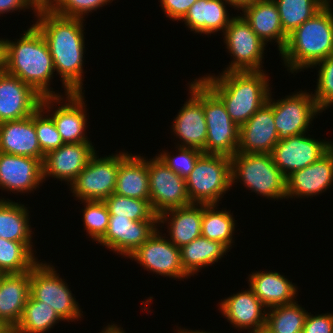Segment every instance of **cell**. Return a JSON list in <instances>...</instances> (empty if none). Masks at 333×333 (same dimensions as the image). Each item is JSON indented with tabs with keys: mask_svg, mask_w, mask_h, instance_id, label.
Returning <instances> with one entry per match:
<instances>
[{
	"mask_svg": "<svg viewBox=\"0 0 333 333\" xmlns=\"http://www.w3.org/2000/svg\"><path fill=\"white\" fill-rule=\"evenodd\" d=\"M33 23L41 32L53 58L55 71L64 86V95L82 92L85 52L84 19L63 17L40 6Z\"/></svg>",
	"mask_w": 333,
	"mask_h": 333,
	"instance_id": "obj_1",
	"label": "cell"
},
{
	"mask_svg": "<svg viewBox=\"0 0 333 333\" xmlns=\"http://www.w3.org/2000/svg\"><path fill=\"white\" fill-rule=\"evenodd\" d=\"M3 70L20 78L42 97L64 96L51 90L50 80L55 72L53 58L46 40L34 24L19 39H4Z\"/></svg>",
	"mask_w": 333,
	"mask_h": 333,
	"instance_id": "obj_2",
	"label": "cell"
},
{
	"mask_svg": "<svg viewBox=\"0 0 333 333\" xmlns=\"http://www.w3.org/2000/svg\"><path fill=\"white\" fill-rule=\"evenodd\" d=\"M269 75L262 71H231L199 77L225 104L231 120L238 126L262 107L272 87Z\"/></svg>",
	"mask_w": 333,
	"mask_h": 333,
	"instance_id": "obj_3",
	"label": "cell"
},
{
	"mask_svg": "<svg viewBox=\"0 0 333 333\" xmlns=\"http://www.w3.org/2000/svg\"><path fill=\"white\" fill-rule=\"evenodd\" d=\"M329 1L312 18L288 35L280 52L287 71L292 74L312 67L333 55V8Z\"/></svg>",
	"mask_w": 333,
	"mask_h": 333,
	"instance_id": "obj_4",
	"label": "cell"
},
{
	"mask_svg": "<svg viewBox=\"0 0 333 333\" xmlns=\"http://www.w3.org/2000/svg\"><path fill=\"white\" fill-rule=\"evenodd\" d=\"M230 158L232 186L242 181L244 187L260 197L286 198V177L275 165L272 154L237 152Z\"/></svg>",
	"mask_w": 333,
	"mask_h": 333,
	"instance_id": "obj_5",
	"label": "cell"
},
{
	"mask_svg": "<svg viewBox=\"0 0 333 333\" xmlns=\"http://www.w3.org/2000/svg\"><path fill=\"white\" fill-rule=\"evenodd\" d=\"M231 158L203 154L185 179L191 203L218 204L232 187Z\"/></svg>",
	"mask_w": 333,
	"mask_h": 333,
	"instance_id": "obj_6",
	"label": "cell"
},
{
	"mask_svg": "<svg viewBox=\"0 0 333 333\" xmlns=\"http://www.w3.org/2000/svg\"><path fill=\"white\" fill-rule=\"evenodd\" d=\"M30 295L53 307L63 321L75 322L83 318V311L72 291L51 263L38 261L30 271ZM82 311V312H81Z\"/></svg>",
	"mask_w": 333,
	"mask_h": 333,
	"instance_id": "obj_7",
	"label": "cell"
},
{
	"mask_svg": "<svg viewBox=\"0 0 333 333\" xmlns=\"http://www.w3.org/2000/svg\"><path fill=\"white\" fill-rule=\"evenodd\" d=\"M202 106L207 124L203 153L233 156L238 150L239 127L231 120L222 100L203 81Z\"/></svg>",
	"mask_w": 333,
	"mask_h": 333,
	"instance_id": "obj_8",
	"label": "cell"
},
{
	"mask_svg": "<svg viewBox=\"0 0 333 333\" xmlns=\"http://www.w3.org/2000/svg\"><path fill=\"white\" fill-rule=\"evenodd\" d=\"M224 43L233 61L223 72L262 71L266 43L252 30L243 16H233L223 32Z\"/></svg>",
	"mask_w": 333,
	"mask_h": 333,
	"instance_id": "obj_9",
	"label": "cell"
},
{
	"mask_svg": "<svg viewBox=\"0 0 333 333\" xmlns=\"http://www.w3.org/2000/svg\"><path fill=\"white\" fill-rule=\"evenodd\" d=\"M118 170V152L99 158L96 151L69 185L70 191L79 201H104L115 191Z\"/></svg>",
	"mask_w": 333,
	"mask_h": 333,
	"instance_id": "obj_10",
	"label": "cell"
},
{
	"mask_svg": "<svg viewBox=\"0 0 333 333\" xmlns=\"http://www.w3.org/2000/svg\"><path fill=\"white\" fill-rule=\"evenodd\" d=\"M271 96L272 92H270L268 100L273 105L274 123L279 141L308 133L314 118L322 113L316 104L313 92L308 93L301 90L277 101Z\"/></svg>",
	"mask_w": 333,
	"mask_h": 333,
	"instance_id": "obj_11",
	"label": "cell"
},
{
	"mask_svg": "<svg viewBox=\"0 0 333 333\" xmlns=\"http://www.w3.org/2000/svg\"><path fill=\"white\" fill-rule=\"evenodd\" d=\"M84 97V92H72L66 95L65 100L64 96H51L43 97L41 101V107L49 112L64 144L91 142L85 133L88 118ZM54 104L58 105L57 109Z\"/></svg>",
	"mask_w": 333,
	"mask_h": 333,
	"instance_id": "obj_12",
	"label": "cell"
},
{
	"mask_svg": "<svg viewBox=\"0 0 333 333\" xmlns=\"http://www.w3.org/2000/svg\"><path fill=\"white\" fill-rule=\"evenodd\" d=\"M147 168L150 203L158 216L166 210L192 204L185 179L167 167L157 155L147 159Z\"/></svg>",
	"mask_w": 333,
	"mask_h": 333,
	"instance_id": "obj_13",
	"label": "cell"
},
{
	"mask_svg": "<svg viewBox=\"0 0 333 333\" xmlns=\"http://www.w3.org/2000/svg\"><path fill=\"white\" fill-rule=\"evenodd\" d=\"M163 236L160 230L145 241L128 258L136 261L143 269L174 279H187L190 276L181 264L180 248Z\"/></svg>",
	"mask_w": 333,
	"mask_h": 333,
	"instance_id": "obj_14",
	"label": "cell"
},
{
	"mask_svg": "<svg viewBox=\"0 0 333 333\" xmlns=\"http://www.w3.org/2000/svg\"><path fill=\"white\" fill-rule=\"evenodd\" d=\"M189 95L186 102L173 120L172 130L174 136L179 138L176 146L205 148L207 137V124L202 106V80L196 78L189 83Z\"/></svg>",
	"mask_w": 333,
	"mask_h": 333,
	"instance_id": "obj_15",
	"label": "cell"
},
{
	"mask_svg": "<svg viewBox=\"0 0 333 333\" xmlns=\"http://www.w3.org/2000/svg\"><path fill=\"white\" fill-rule=\"evenodd\" d=\"M310 136V137H309ZM333 142L311 138L306 133L279 141L272 151L275 165L287 177L292 172L305 168L317 161L331 147Z\"/></svg>",
	"mask_w": 333,
	"mask_h": 333,
	"instance_id": "obj_16",
	"label": "cell"
},
{
	"mask_svg": "<svg viewBox=\"0 0 333 333\" xmlns=\"http://www.w3.org/2000/svg\"><path fill=\"white\" fill-rule=\"evenodd\" d=\"M157 225L158 220L134 221L126 216L110 215L108 229L97 243L128 258L158 227H163Z\"/></svg>",
	"mask_w": 333,
	"mask_h": 333,
	"instance_id": "obj_17",
	"label": "cell"
},
{
	"mask_svg": "<svg viewBox=\"0 0 333 333\" xmlns=\"http://www.w3.org/2000/svg\"><path fill=\"white\" fill-rule=\"evenodd\" d=\"M43 97L20 78L0 71V123L31 116Z\"/></svg>",
	"mask_w": 333,
	"mask_h": 333,
	"instance_id": "obj_18",
	"label": "cell"
},
{
	"mask_svg": "<svg viewBox=\"0 0 333 333\" xmlns=\"http://www.w3.org/2000/svg\"><path fill=\"white\" fill-rule=\"evenodd\" d=\"M95 152L92 142L65 143L58 149L49 151L42 163L43 181L52 177L70 185Z\"/></svg>",
	"mask_w": 333,
	"mask_h": 333,
	"instance_id": "obj_19",
	"label": "cell"
},
{
	"mask_svg": "<svg viewBox=\"0 0 333 333\" xmlns=\"http://www.w3.org/2000/svg\"><path fill=\"white\" fill-rule=\"evenodd\" d=\"M279 142L273 105L268 100L239 127L238 153L271 154Z\"/></svg>",
	"mask_w": 333,
	"mask_h": 333,
	"instance_id": "obj_20",
	"label": "cell"
},
{
	"mask_svg": "<svg viewBox=\"0 0 333 333\" xmlns=\"http://www.w3.org/2000/svg\"><path fill=\"white\" fill-rule=\"evenodd\" d=\"M39 159L0 152V188L12 193H31L43 184Z\"/></svg>",
	"mask_w": 333,
	"mask_h": 333,
	"instance_id": "obj_21",
	"label": "cell"
},
{
	"mask_svg": "<svg viewBox=\"0 0 333 333\" xmlns=\"http://www.w3.org/2000/svg\"><path fill=\"white\" fill-rule=\"evenodd\" d=\"M333 184V146L317 161L286 177V199L324 193Z\"/></svg>",
	"mask_w": 333,
	"mask_h": 333,
	"instance_id": "obj_22",
	"label": "cell"
},
{
	"mask_svg": "<svg viewBox=\"0 0 333 333\" xmlns=\"http://www.w3.org/2000/svg\"><path fill=\"white\" fill-rule=\"evenodd\" d=\"M218 307L225 319L237 330L248 329L250 332L266 325L267 308L250 288L221 299Z\"/></svg>",
	"mask_w": 333,
	"mask_h": 333,
	"instance_id": "obj_23",
	"label": "cell"
},
{
	"mask_svg": "<svg viewBox=\"0 0 333 333\" xmlns=\"http://www.w3.org/2000/svg\"><path fill=\"white\" fill-rule=\"evenodd\" d=\"M0 152L36 158L43 163L45 154L38 143L34 113L20 120L0 123Z\"/></svg>",
	"mask_w": 333,
	"mask_h": 333,
	"instance_id": "obj_24",
	"label": "cell"
},
{
	"mask_svg": "<svg viewBox=\"0 0 333 333\" xmlns=\"http://www.w3.org/2000/svg\"><path fill=\"white\" fill-rule=\"evenodd\" d=\"M30 296V271L0 277V322L15 328Z\"/></svg>",
	"mask_w": 333,
	"mask_h": 333,
	"instance_id": "obj_25",
	"label": "cell"
},
{
	"mask_svg": "<svg viewBox=\"0 0 333 333\" xmlns=\"http://www.w3.org/2000/svg\"><path fill=\"white\" fill-rule=\"evenodd\" d=\"M115 194L150 201L147 159L119 151V170Z\"/></svg>",
	"mask_w": 333,
	"mask_h": 333,
	"instance_id": "obj_26",
	"label": "cell"
},
{
	"mask_svg": "<svg viewBox=\"0 0 333 333\" xmlns=\"http://www.w3.org/2000/svg\"><path fill=\"white\" fill-rule=\"evenodd\" d=\"M240 14L262 41L266 44L275 41L280 54L285 48L288 35L283 31L275 2L273 0H258L243 8Z\"/></svg>",
	"mask_w": 333,
	"mask_h": 333,
	"instance_id": "obj_27",
	"label": "cell"
},
{
	"mask_svg": "<svg viewBox=\"0 0 333 333\" xmlns=\"http://www.w3.org/2000/svg\"><path fill=\"white\" fill-rule=\"evenodd\" d=\"M203 204L192 203L185 207L166 210L158 216V226L167 225L168 240L178 248L201 236Z\"/></svg>",
	"mask_w": 333,
	"mask_h": 333,
	"instance_id": "obj_28",
	"label": "cell"
},
{
	"mask_svg": "<svg viewBox=\"0 0 333 333\" xmlns=\"http://www.w3.org/2000/svg\"><path fill=\"white\" fill-rule=\"evenodd\" d=\"M247 278L249 288L267 309L296 302L298 287L279 272L256 271Z\"/></svg>",
	"mask_w": 333,
	"mask_h": 333,
	"instance_id": "obj_29",
	"label": "cell"
},
{
	"mask_svg": "<svg viewBox=\"0 0 333 333\" xmlns=\"http://www.w3.org/2000/svg\"><path fill=\"white\" fill-rule=\"evenodd\" d=\"M225 5L230 4L226 0H197L180 21L200 35L224 32L232 19Z\"/></svg>",
	"mask_w": 333,
	"mask_h": 333,
	"instance_id": "obj_30",
	"label": "cell"
},
{
	"mask_svg": "<svg viewBox=\"0 0 333 333\" xmlns=\"http://www.w3.org/2000/svg\"><path fill=\"white\" fill-rule=\"evenodd\" d=\"M228 250L223 243L200 236L180 248L181 264L189 276H194L200 269L221 260Z\"/></svg>",
	"mask_w": 333,
	"mask_h": 333,
	"instance_id": "obj_31",
	"label": "cell"
},
{
	"mask_svg": "<svg viewBox=\"0 0 333 333\" xmlns=\"http://www.w3.org/2000/svg\"><path fill=\"white\" fill-rule=\"evenodd\" d=\"M29 213L24 204L0 198V238L32 242L33 231L29 223Z\"/></svg>",
	"mask_w": 333,
	"mask_h": 333,
	"instance_id": "obj_32",
	"label": "cell"
},
{
	"mask_svg": "<svg viewBox=\"0 0 333 333\" xmlns=\"http://www.w3.org/2000/svg\"><path fill=\"white\" fill-rule=\"evenodd\" d=\"M218 204H203L201 236L223 243L230 251L234 242L235 218L233 213L217 210Z\"/></svg>",
	"mask_w": 333,
	"mask_h": 333,
	"instance_id": "obj_33",
	"label": "cell"
},
{
	"mask_svg": "<svg viewBox=\"0 0 333 333\" xmlns=\"http://www.w3.org/2000/svg\"><path fill=\"white\" fill-rule=\"evenodd\" d=\"M60 321L63 320L53 307L35 300L30 295L14 331L15 333H45Z\"/></svg>",
	"mask_w": 333,
	"mask_h": 333,
	"instance_id": "obj_34",
	"label": "cell"
},
{
	"mask_svg": "<svg viewBox=\"0 0 333 333\" xmlns=\"http://www.w3.org/2000/svg\"><path fill=\"white\" fill-rule=\"evenodd\" d=\"M33 242L10 241L0 238V273H24L31 271L38 262ZM36 257V258H35Z\"/></svg>",
	"mask_w": 333,
	"mask_h": 333,
	"instance_id": "obj_35",
	"label": "cell"
},
{
	"mask_svg": "<svg viewBox=\"0 0 333 333\" xmlns=\"http://www.w3.org/2000/svg\"><path fill=\"white\" fill-rule=\"evenodd\" d=\"M277 5L283 31L289 35L318 13L330 0H273Z\"/></svg>",
	"mask_w": 333,
	"mask_h": 333,
	"instance_id": "obj_36",
	"label": "cell"
},
{
	"mask_svg": "<svg viewBox=\"0 0 333 333\" xmlns=\"http://www.w3.org/2000/svg\"><path fill=\"white\" fill-rule=\"evenodd\" d=\"M308 311L298 301L267 309L266 327L272 333H302Z\"/></svg>",
	"mask_w": 333,
	"mask_h": 333,
	"instance_id": "obj_37",
	"label": "cell"
},
{
	"mask_svg": "<svg viewBox=\"0 0 333 333\" xmlns=\"http://www.w3.org/2000/svg\"><path fill=\"white\" fill-rule=\"evenodd\" d=\"M110 215L126 216L134 221L158 220L150 201L124 197L113 193L104 200Z\"/></svg>",
	"mask_w": 333,
	"mask_h": 333,
	"instance_id": "obj_38",
	"label": "cell"
},
{
	"mask_svg": "<svg viewBox=\"0 0 333 333\" xmlns=\"http://www.w3.org/2000/svg\"><path fill=\"white\" fill-rule=\"evenodd\" d=\"M85 204L83 211V223L87 235L92 241L98 242L108 229L110 214L104 201H82Z\"/></svg>",
	"mask_w": 333,
	"mask_h": 333,
	"instance_id": "obj_39",
	"label": "cell"
},
{
	"mask_svg": "<svg viewBox=\"0 0 333 333\" xmlns=\"http://www.w3.org/2000/svg\"><path fill=\"white\" fill-rule=\"evenodd\" d=\"M317 65L320 67H317ZM318 68L317 87L313 97L321 112L333 106V55L323 59L311 68Z\"/></svg>",
	"mask_w": 333,
	"mask_h": 333,
	"instance_id": "obj_40",
	"label": "cell"
},
{
	"mask_svg": "<svg viewBox=\"0 0 333 333\" xmlns=\"http://www.w3.org/2000/svg\"><path fill=\"white\" fill-rule=\"evenodd\" d=\"M34 126L39 146L45 155L64 144L52 117L41 106L34 112Z\"/></svg>",
	"mask_w": 333,
	"mask_h": 333,
	"instance_id": "obj_41",
	"label": "cell"
},
{
	"mask_svg": "<svg viewBox=\"0 0 333 333\" xmlns=\"http://www.w3.org/2000/svg\"><path fill=\"white\" fill-rule=\"evenodd\" d=\"M113 0H50L46 5L53 13L69 18L84 19L86 15L109 5ZM85 15V16H84Z\"/></svg>",
	"mask_w": 333,
	"mask_h": 333,
	"instance_id": "obj_42",
	"label": "cell"
},
{
	"mask_svg": "<svg viewBox=\"0 0 333 333\" xmlns=\"http://www.w3.org/2000/svg\"><path fill=\"white\" fill-rule=\"evenodd\" d=\"M176 148L178 149L177 155H170L168 151L162 150L158 157L173 172L186 179L204 153L200 149L192 147L177 146Z\"/></svg>",
	"mask_w": 333,
	"mask_h": 333,
	"instance_id": "obj_43",
	"label": "cell"
},
{
	"mask_svg": "<svg viewBox=\"0 0 333 333\" xmlns=\"http://www.w3.org/2000/svg\"><path fill=\"white\" fill-rule=\"evenodd\" d=\"M302 333H333V313L307 314Z\"/></svg>",
	"mask_w": 333,
	"mask_h": 333,
	"instance_id": "obj_44",
	"label": "cell"
},
{
	"mask_svg": "<svg viewBox=\"0 0 333 333\" xmlns=\"http://www.w3.org/2000/svg\"><path fill=\"white\" fill-rule=\"evenodd\" d=\"M196 1L197 0H160V4L168 18L173 21H180Z\"/></svg>",
	"mask_w": 333,
	"mask_h": 333,
	"instance_id": "obj_45",
	"label": "cell"
},
{
	"mask_svg": "<svg viewBox=\"0 0 333 333\" xmlns=\"http://www.w3.org/2000/svg\"><path fill=\"white\" fill-rule=\"evenodd\" d=\"M40 5L35 0H0V15L8 12H15L32 8L34 14L37 13Z\"/></svg>",
	"mask_w": 333,
	"mask_h": 333,
	"instance_id": "obj_46",
	"label": "cell"
},
{
	"mask_svg": "<svg viewBox=\"0 0 333 333\" xmlns=\"http://www.w3.org/2000/svg\"><path fill=\"white\" fill-rule=\"evenodd\" d=\"M230 7H234L235 10H242L248 5H252L253 3L257 2L258 0H226Z\"/></svg>",
	"mask_w": 333,
	"mask_h": 333,
	"instance_id": "obj_47",
	"label": "cell"
},
{
	"mask_svg": "<svg viewBox=\"0 0 333 333\" xmlns=\"http://www.w3.org/2000/svg\"><path fill=\"white\" fill-rule=\"evenodd\" d=\"M123 330V327H118V325L114 323L113 325L108 324L100 333H125V330Z\"/></svg>",
	"mask_w": 333,
	"mask_h": 333,
	"instance_id": "obj_48",
	"label": "cell"
},
{
	"mask_svg": "<svg viewBox=\"0 0 333 333\" xmlns=\"http://www.w3.org/2000/svg\"><path fill=\"white\" fill-rule=\"evenodd\" d=\"M4 39L0 38V71L3 70Z\"/></svg>",
	"mask_w": 333,
	"mask_h": 333,
	"instance_id": "obj_49",
	"label": "cell"
},
{
	"mask_svg": "<svg viewBox=\"0 0 333 333\" xmlns=\"http://www.w3.org/2000/svg\"><path fill=\"white\" fill-rule=\"evenodd\" d=\"M176 331V333H211V332H206V331H199V330H188V329H181V326H180V328H178L177 330H175ZM214 333V332H213Z\"/></svg>",
	"mask_w": 333,
	"mask_h": 333,
	"instance_id": "obj_50",
	"label": "cell"
},
{
	"mask_svg": "<svg viewBox=\"0 0 333 333\" xmlns=\"http://www.w3.org/2000/svg\"><path fill=\"white\" fill-rule=\"evenodd\" d=\"M248 333H272V332L270 330H268V328L265 326V327H262L259 329L252 330Z\"/></svg>",
	"mask_w": 333,
	"mask_h": 333,
	"instance_id": "obj_51",
	"label": "cell"
},
{
	"mask_svg": "<svg viewBox=\"0 0 333 333\" xmlns=\"http://www.w3.org/2000/svg\"><path fill=\"white\" fill-rule=\"evenodd\" d=\"M0 333H15L14 329L13 328H10V327H3L1 330H0Z\"/></svg>",
	"mask_w": 333,
	"mask_h": 333,
	"instance_id": "obj_52",
	"label": "cell"
},
{
	"mask_svg": "<svg viewBox=\"0 0 333 333\" xmlns=\"http://www.w3.org/2000/svg\"><path fill=\"white\" fill-rule=\"evenodd\" d=\"M40 6H46L50 0H35Z\"/></svg>",
	"mask_w": 333,
	"mask_h": 333,
	"instance_id": "obj_53",
	"label": "cell"
},
{
	"mask_svg": "<svg viewBox=\"0 0 333 333\" xmlns=\"http://www.w3.org/2000/svg\"><path fill=\"white\" fill-rule=\"evenodd\" d=\"M4 327V325L0 322V330Z\"/></svg>",
	"mask_w": 333,
	"mask_h": 333,
	"instance_id": "obj_54",
	"label": "cell"
}]
</instances>
